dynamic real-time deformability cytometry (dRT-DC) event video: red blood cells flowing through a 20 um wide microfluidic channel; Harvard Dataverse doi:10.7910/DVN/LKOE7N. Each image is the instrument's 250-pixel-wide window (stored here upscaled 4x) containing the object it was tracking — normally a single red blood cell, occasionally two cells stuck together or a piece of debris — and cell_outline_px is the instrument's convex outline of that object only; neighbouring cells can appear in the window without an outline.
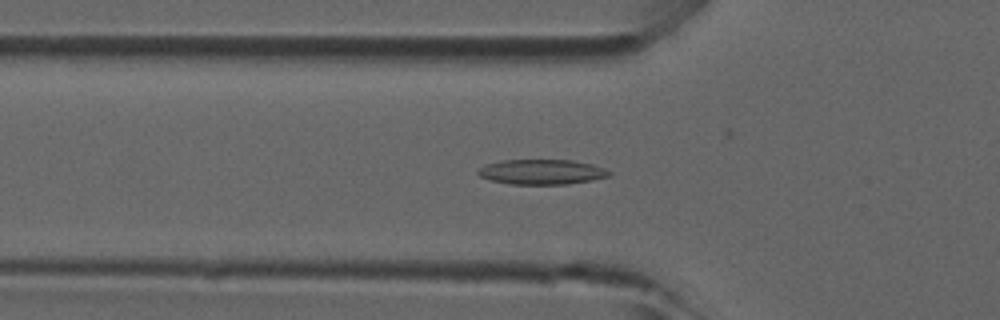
{"species": "common noctule bat (a hibernating species)", "species_latin": "Nyctalus noctula", "temperature_condition": "room temperature", "stored_images_in_passage": 35, "camera_frame_rate_fps": 3000, "um_per_image_px": 0.085, "animal": {"sex": "male", "forearm_length_mm": 52.5}, "frame": {"image": 1, "passage_image": 8, "time_ms": 2.333, "image_size_px": [1000, 320], "cell_outline_px": [[612, 176], [592, 180], [568, 184], [512, 184], [488, 180], [480, 176], [476, 172], [480, 168], [488, 164], [500, 160], [572, 160], [592, 164], [604, 168], [612, 172]], "centroid_in_image_um": [46.08, 14.61], "position_along_channel_um": 79.7, "area_um2": 19.19}}
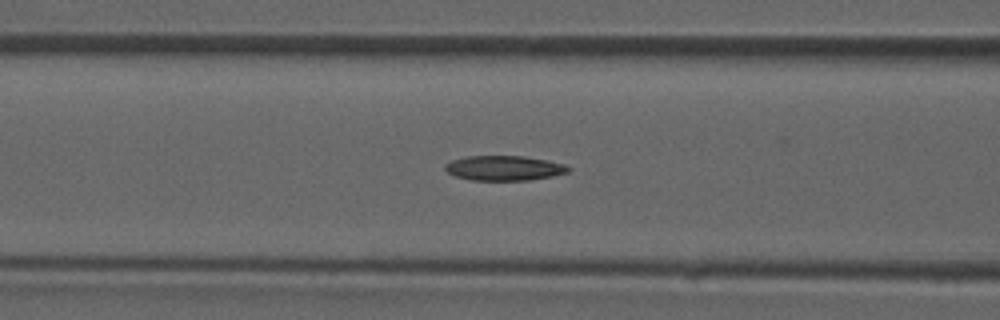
{"frame": {"image": 2, "passage_image": 11, "time_ms": 3.333, "image_size_px": [1000, 320], "cell_outline_px": [[572, 168], [568, 172], [552, 176], [528, 180], [472, 180], [456, 176], [448, 172], [444, 168], [444, 164], [452, 160], [468, 156], [524, 156], [564, 164]], "centroid_in_image_um": [42.84, 14.28], "position_along_channel_um": 123.8, "area_um2": 17.69}}
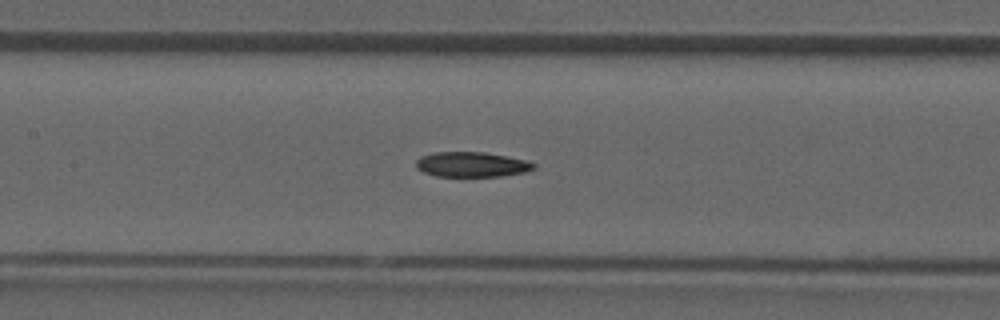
{"frame": {"image": 3, "passage_image": 14, "time_ms": 4.333, "image_size_px": [1000, 320], "cell_outline_px": [[536, 168], [524, 172], [500, 176], [436, 176], [424, 172], [416, 168], [416, 160], [420, 156], [432, 152], [484, 152], [528, 160], [536, 164]], "centroid_in_image_um": [40.09, 13.97], "position_along_channel_um": 167.3, "area_um2": 17.22}}